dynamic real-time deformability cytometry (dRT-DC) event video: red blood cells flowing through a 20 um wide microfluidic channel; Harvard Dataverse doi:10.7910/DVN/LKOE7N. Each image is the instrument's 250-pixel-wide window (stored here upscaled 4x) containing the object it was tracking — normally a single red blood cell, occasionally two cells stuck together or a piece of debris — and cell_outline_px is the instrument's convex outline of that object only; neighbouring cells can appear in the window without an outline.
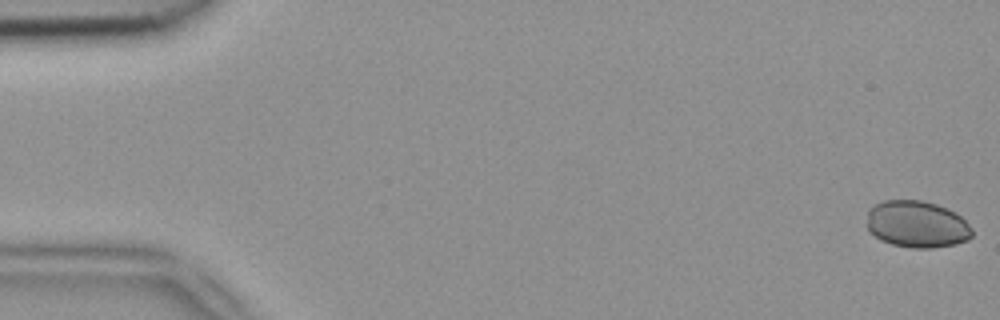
{"species": "common noctule bat (a hibernating species)", "species_latin": "Nyctalus noctula", "temperature_condition": "room temperature", "stored_images_in_passage": 9, "camera_frame_rate_fps": 3000, "um_per_image_px": 0.085, "animal": {"sex": "female", "body_mass_g": 18.4}, "frame": {"image": 1, "passage_image": 1, "time_ms": 0.0, "image_size_px": [1000, 320], "cell_outline_px": [[972, 236], [968, 240], [956, 244], [932, 248], [912, 248], [892, 244], [880, 240], [868, 232], [868, 208], [884, 200], [920, 200], [936, 204], [956, 212], [972, 228]], "centroid_in_image_um": [77.93, 19.07], "position_along_channel_um": 7.1, "area_um2": 28.9}}